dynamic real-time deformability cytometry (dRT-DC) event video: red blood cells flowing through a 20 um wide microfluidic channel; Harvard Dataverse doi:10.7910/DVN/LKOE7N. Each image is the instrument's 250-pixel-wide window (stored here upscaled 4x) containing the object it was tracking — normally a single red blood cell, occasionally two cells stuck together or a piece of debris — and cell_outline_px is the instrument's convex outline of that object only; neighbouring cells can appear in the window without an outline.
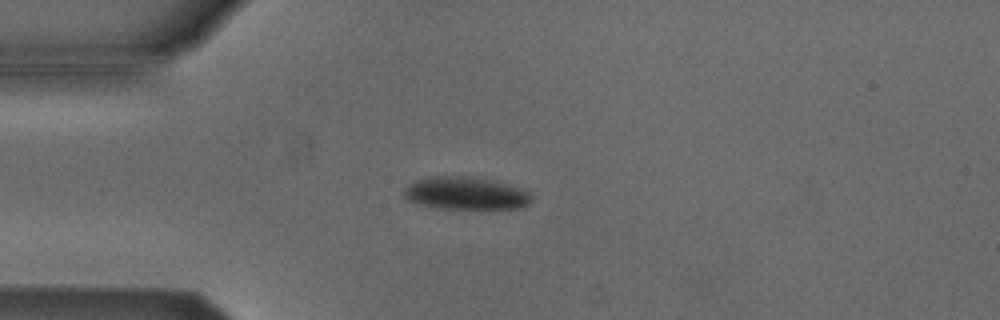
{"species": "Egyptian fruit bat (a non-hibernating species)", "species_latin": "Rousettus aegyptiacus", "temperature_condition": "cold", "stored_images_in_passage": 7, "camera_frame_rate_fps": 3000, "um_per_image_px": 0.085, "animal": {"sex": "male"}, "frame": {"image": 1, "passage_image": 4, "time_ms": 1.0, "image_size_px": [1000, 320], "cell_outline_px": [[532, 200], [524, 208], [436, 208], [420, 204], [408, 200], [404, 196], [404, 188], [408, 184], [416, 180], [432, 176], [472, 176], [504, 184], [528, 192], [532, 196]], "centroid_in_image_um": [39.54, 16.43], "position_along_channel_um": 45.5, "area_um2": 23.93}}
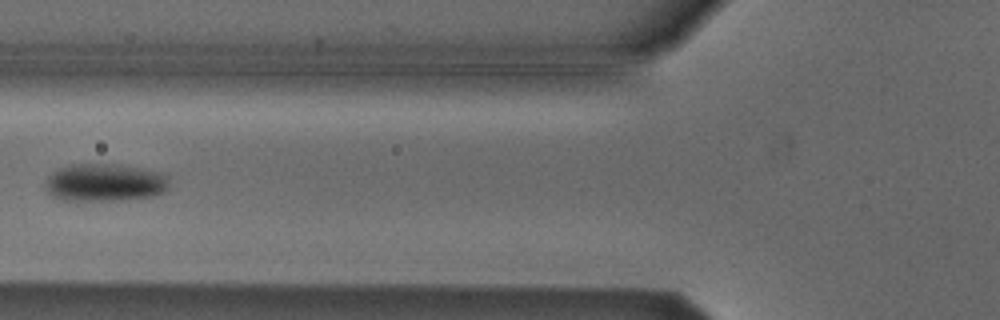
{"frame": {"image": 2, "passage_image": 6, "time_ms": 1.667, "image_size_px": [1000, 320], "cell_outline_px": [[168, 188], [164, 192], [152, 196], [120, 200], [64, 200], [52, 196], [48, 192], [44, 184], [48, 176], [52, 172], [60, 168], [76, 164], [112, 164], [164, 172], [168, 176]], "centroid_in_image_um": [8.92, 15.52], "position_along_channel_um": 116.9, "area_um2": 27.17}}
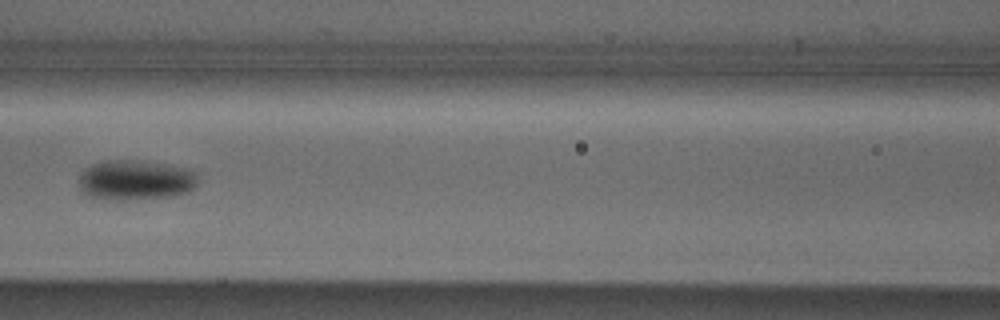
{"frame": {"image": 3, "passage_image": 7, "time_ms": 2.0, "image_size_px": [1000, 320], "cell_outline_px": [[196, 184], [188, 192], [168, 196], [116, 200], [112, 200], [88, 196], [80, 188], [80, 176], [84, 168], [92, 164], [104, 160], [132, 160], [168, 164], [184, 168], [196, 172]], "centroid_in_image_um": [11.48, 15.29], "position_along_channel_um": 155.1, "area_um2": 27.46}}